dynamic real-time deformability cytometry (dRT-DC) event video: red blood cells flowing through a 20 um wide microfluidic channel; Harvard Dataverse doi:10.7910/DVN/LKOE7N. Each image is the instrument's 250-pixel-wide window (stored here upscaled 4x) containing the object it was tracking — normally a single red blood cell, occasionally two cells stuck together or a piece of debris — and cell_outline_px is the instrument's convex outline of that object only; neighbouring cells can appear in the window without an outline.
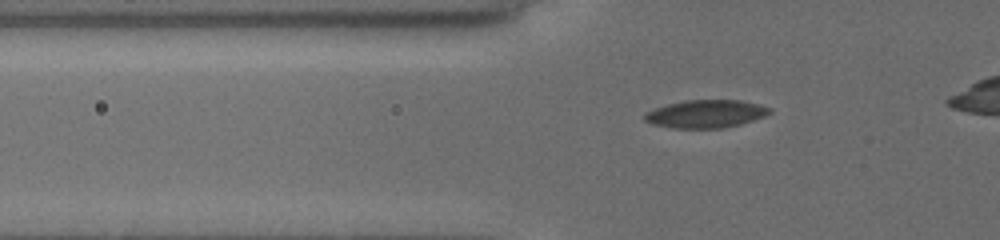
{"species": "common noctule bat (a hibernating species)", "species_latin": "Nyctalus noctula", "temperature_condition": "cold", "stored_images_in_passage": 35, "camera_frame_rate_fps": 3000, "um_per_image_px": 0.085, "animal": {"sex": "female", "body_mass_g": 19.5, "forearm_length_mm": 54.1}, "frame": {"image": 1, "passage_image": 4, "time_ms": 1.0, "image_size_px": [1000, 240], "cell_outline_px": [[772, 112], [764, 116], [740, 124], [724, 128], [672, 128], [652, 124], [644, 120], [644, 112], [668, 104], [684, 100], [740, 100], [760, 104], [772, 108]], "centroid_in_image_um": [60.0, 9.67], "position_along_channel_um": 65.8, "area_um2": 20.4}}
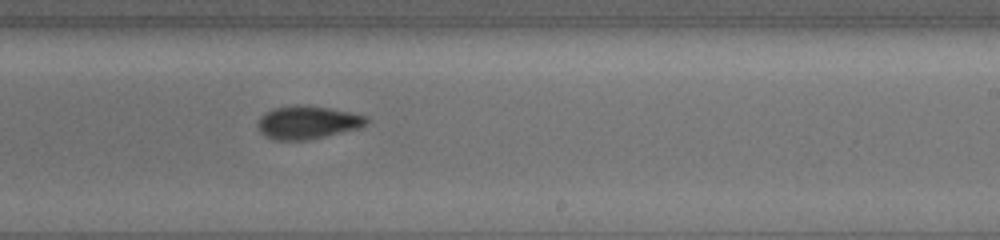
{"frame": {"image": 2, "passage_image": 21, "time_ms": 6.333, "image_size_px": [1000, 240], "cell_outline_px": [[368, 120], [360, 128], [308, 140], [272, 140], [264, 136], [260, 132], [256, 124], [260, 116], [276, 108], [304, 104], [328, 108], [368, 116]], "centroid_in_image_um": [26.11, 10.42], "position_along_channel_um": 262.9, "area_um2": 20.87}}
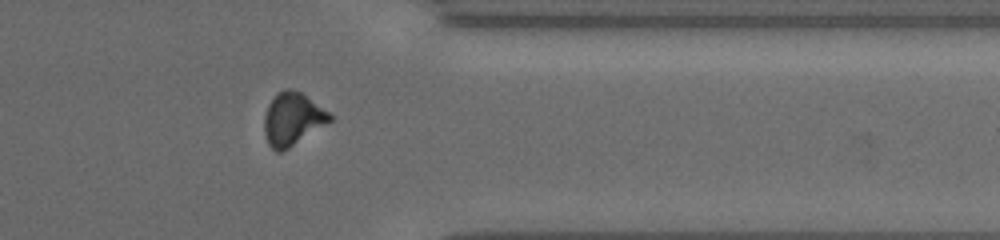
{"frame": {"image": 3, "passage_image": 32, "time_ms": 9.667, "image_size_px": [1000, 240], "cell_outline_px": [[332, 120], [288, 148], [280, 152], [276, 152], [268, 144], [264, 132], [264, 116], [268, 104], [276, 92], [284, 88], [288, 88], [300, 92], [328, 112], [332, 116]], "centroid_in_image_um": [24.81, 10.1], "position_along_channel_um": 386.6, "area_um2": 19.88}, "authors_computed_cell_mechanics": {"area_um2": 20.23, "velocity_mm_per_s": 3.8342, "shape_relaxation_time_tau1_ms": 5.046, "shape_relaxation_time_tau2_ms": 5.5135, "deformation_change_tau1": 0.1197, "deformation_change_tau2": 0.1005}}